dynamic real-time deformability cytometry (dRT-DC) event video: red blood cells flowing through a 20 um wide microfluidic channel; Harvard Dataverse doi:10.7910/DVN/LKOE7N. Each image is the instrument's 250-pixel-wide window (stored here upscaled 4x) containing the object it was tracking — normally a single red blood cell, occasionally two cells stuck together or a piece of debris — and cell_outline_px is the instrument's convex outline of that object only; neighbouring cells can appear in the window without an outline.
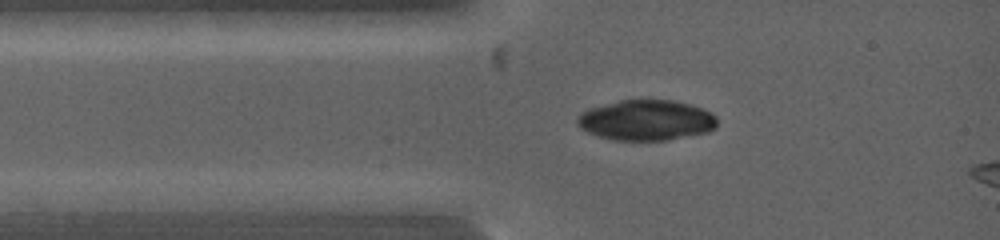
{"species": "common noctule bat (a hibernating species)", "species_latin": "Nyctalus noctula", "temperature_condition": "warm", "stored_images_in_passage": 5, "camera_frame_rate_fps": 5000, "um_per_image_px": 0.085, "animal": {"sex": "female", "body_mass_g": 19.0, "forearm_length_mm": 53.3}, "frame": {"image": 1, "passage_image": 3, "time_ms": 1.4, "image_size_px": [1000, 240], "cell_outline_px": [[716, 128], [708, 132], [668, 140], [612, 140], [588, 132], [580, 128], [576, 124], [576, 120], [584, 112], [592, 108], [620, 100], [672, 100], [692, 104], [704, 108], [712, 112], [716, 116]], "centroid_in_image_um": [54.99, 10.22], "position_along_channel_um": 30.0, "area_um2": 32.95}}